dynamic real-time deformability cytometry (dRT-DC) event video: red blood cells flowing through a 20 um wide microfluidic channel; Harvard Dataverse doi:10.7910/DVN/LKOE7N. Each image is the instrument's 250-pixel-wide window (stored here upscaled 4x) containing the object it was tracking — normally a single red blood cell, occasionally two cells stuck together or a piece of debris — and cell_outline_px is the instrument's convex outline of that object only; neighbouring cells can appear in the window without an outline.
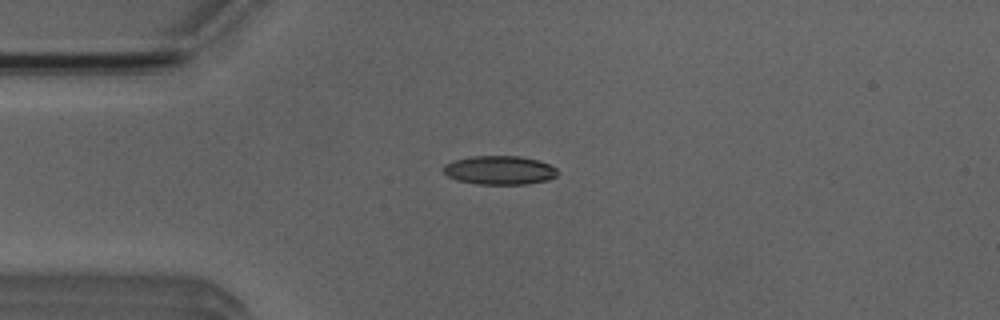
{"species": "Egyptian fruit bat (a non-hibernating species)", "species_latin": "Rousettus aegyptiacus", "temperature_condition": "room temperature", "stored_images_in_passage": 7, "camera_frame_rate_fps": 3000, "um_per_image_px": 0.085, "animal": {"sex": "male"}, "frame": {"image": 1, "passage_image": 3, "time_ms": 3.333, "image_size_px": [1000, 320], "cell_outline_px": [[560, 172], [556, 176], [548, 180], [524, 184], [476, 184], [456, 180], [448, 176], [440, 168], [444, 164], [452, 160], [472, 156], [520, 156], [536, 160], [548, 164], [556, 168]], "centroid_in_image_um": [42.42, 14.46], "position_along_channel_um": 42.6, "area_um2": 19.31}}
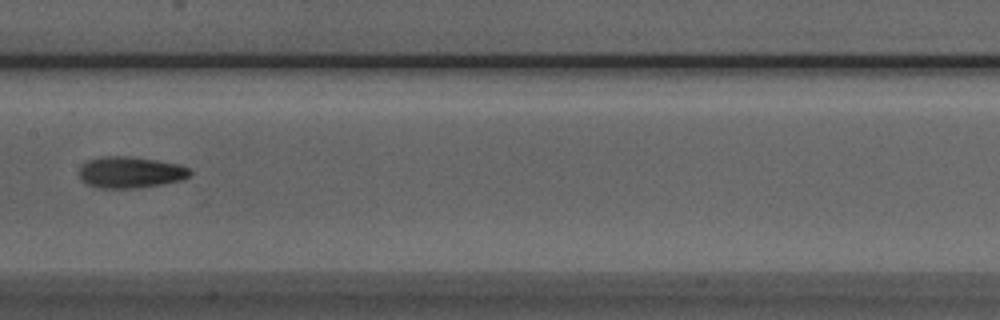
{"frame": {"image": 2, "passage_image": 7, "time_ms": 7.667, "image_size_px": [1000, 320], "cell_outline_px": [[192, 172], [188, 176], [180, 180], [160, 184], [136, 188], [100, 188], [88, 184], [80, 180], [80, 168], [88, 160], [100, 156], [128, 156], [156, 160], [180, 164], [188, 168]], "centroid_in_image_um": [11.07, 14.64], "position_along_channel_um": 196.3, "area_um2": 20.11}}